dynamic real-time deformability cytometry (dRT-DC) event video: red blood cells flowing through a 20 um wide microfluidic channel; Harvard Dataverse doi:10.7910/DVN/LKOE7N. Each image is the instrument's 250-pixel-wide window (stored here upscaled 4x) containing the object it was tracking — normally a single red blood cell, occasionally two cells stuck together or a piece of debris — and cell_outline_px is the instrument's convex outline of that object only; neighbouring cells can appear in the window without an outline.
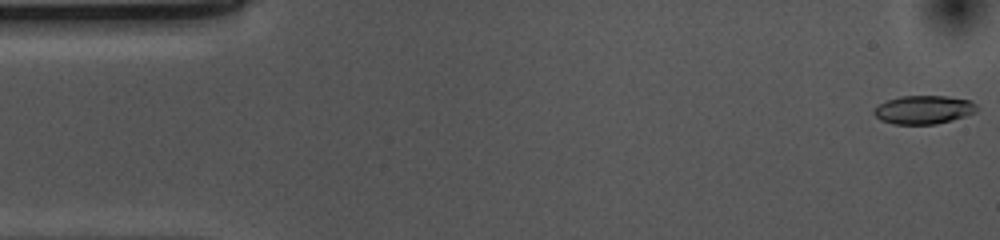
{"species": "common noctule bat (a hibernating species)", "species_latin": "Nyctalus noctula", "temperature_condition": "cold", "stored_images_in_passage": 53, "camera_frame_rate_fps": 3000, "um_per_image_px": 0.085, "animal": {"sex": "female", "body_mass_g": 10.0, "forearm_length_mm": 53.1}, "frame": {"image": 1, "passage_image": 1, "time_ms": 0.0, "image_size_px": [1000, 240], "cell_outline_px": [[976, 112], [952, 120], [936, 124], [892, 124], [880, 120], [872, 112], [880, 104], [888, 100], [900, 96], [944, 96], [972, 100], [976, 104]], "centroid_in_image_um": [78.51, 9.33], "position_along_channel_um": 6.5, "area_um2": 16.99}}
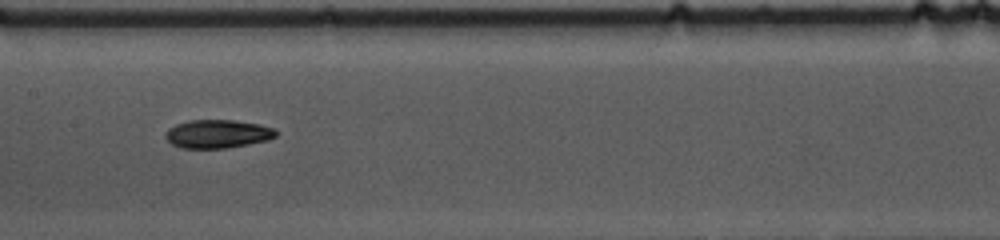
{"frame": {"image": 2, "passage_image": 25, "time_ms": 8.0, "image_size_px": [1000, 240], "cell_outline_px": [[276, 136], [268, 140], [228, 148], [180, 148], [172, 144], [164, 136], [164, 132], [168, 128], [176, 124], [188, 120], [232, 120], [260, 124], [272, 128], [276, 132]], "centroid_in_image_um": [18.45, 11.38], "position_along_channel_um": 188.9, "area_um2": 18.32}}
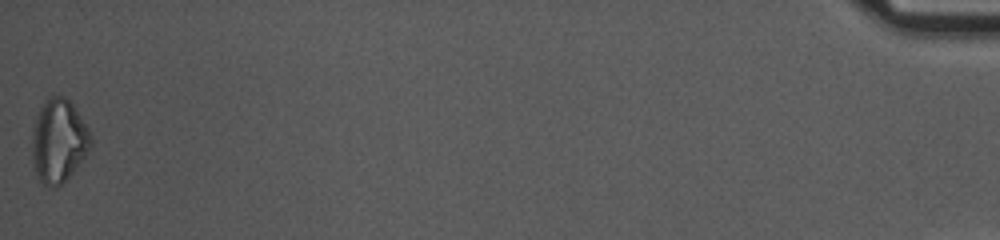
{"frame": {"image": 3, "passage_image": 53, "time_ms": 17.333, "image_size_px": [1000, 240], "cell_outline_px": [[92, 144], [88, 152], [76, 168], [60, 184], [48, 188], [40, 180], [36, 172], [32, 156], [32, 128], [36, 116], [44, 100], [52, 96], [64, 96], [72, 104], [88, 128], [92, 136]], "centroid_in_image_um": [4.98, 11.95], "position_along_channel_um": 430.2, "area_um2": 28.32}, "authors_computed_cell_mechanics": {"area_um2": 18.3226, "velocity_mm_per_s": 3.7053, "shape_relaxation_time_tau1_ms": 4.8261, "shape_relaxation_time_tau2_ms": null, "deformation_change_tau1": 0.1394, "deformation_change_tau2": null}}